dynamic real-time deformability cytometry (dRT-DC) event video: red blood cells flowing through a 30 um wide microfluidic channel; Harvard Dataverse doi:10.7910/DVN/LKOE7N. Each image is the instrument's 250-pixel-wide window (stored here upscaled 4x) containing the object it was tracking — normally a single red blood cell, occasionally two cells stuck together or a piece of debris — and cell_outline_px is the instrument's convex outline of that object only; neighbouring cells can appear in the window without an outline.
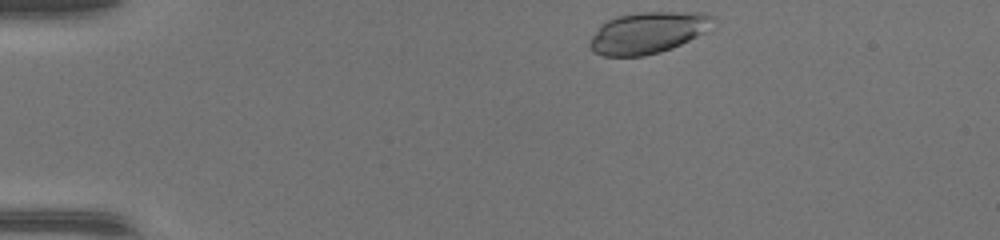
{"species": "common noctule bat (a hibernating species)", "species_latin": "Nyctalus noctula", "temperature_condition": "warm", "stored_images_in_passage": 39, "camera_frame_rate_fps": 3000, "um_per_image_px": 0.085, "animal": {"sex": "female", "body_mass_g": 17.0, "forearm_length_mm": 48.0}, "frame": {"image": 1, "passage_image": 1, "time_ms": 0.0, "image_size_px": [1000, 240], "cell_outline_px": [[716, 20], [704, 32], [672, 48], [660, 52], [644, 56], [604, 56], [596, 52], [588, 44], [588, 40], [600, 24], [616, 16], [640, 12], [704, 12], [716, 16]], "centroid_in_image_um": [55.06, 2.76], "position_along_channel_um": 29.9, "area_um2": 29.88}}
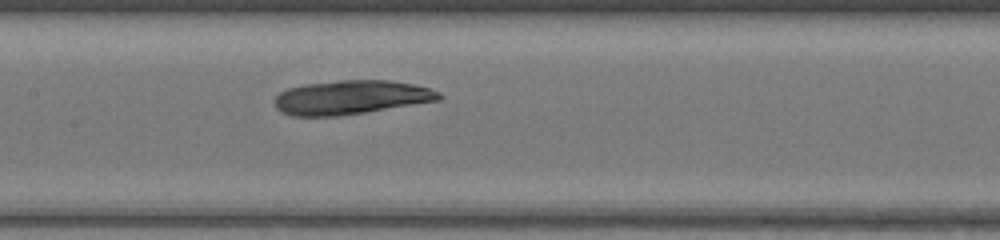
{"frame": {"image": 2, "passage_image": 16, "time_ms": 5.0, "image_size_px": [1000, 240], "cell_outline_px": [[444, 96], [440, 100], [340, 116], [292, 116], [280, 112], [276, 108], [272, 100], [280, 92], [288, 88], [304, 84], [340, 80], [388, 80], [416, 84], [440, 92]], "centroid_in_image_um": [29.81, 8.27], "position_along_channel_um": 177.6, "area_um2": 32.83}}
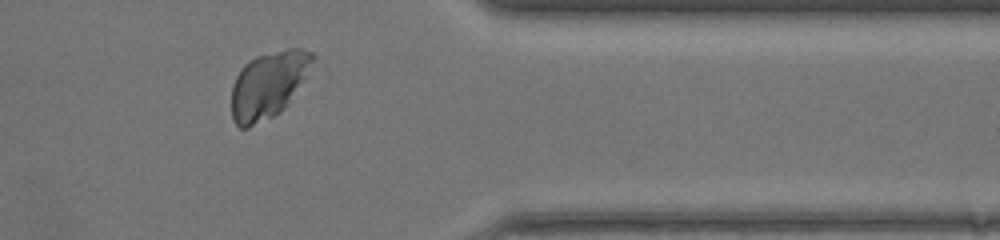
{"frame": {"image": 3, "passage_image": 31, "time_ms": 10.0, "image_size_px": [1000, 240], "cell_outline_px": [[316, 56], [304, 76], [284, 108], [280, 112], [248, 128], [240, 128], [232, 120], [232, 84], [240, 68], [244, 64], [256, 56], [288, 48], [300, 48], [312, 52]], "centroid_in_image_um": [22.75, 7.19], "position_along_channel_um": 388.6, "area_um2": 30.92}}